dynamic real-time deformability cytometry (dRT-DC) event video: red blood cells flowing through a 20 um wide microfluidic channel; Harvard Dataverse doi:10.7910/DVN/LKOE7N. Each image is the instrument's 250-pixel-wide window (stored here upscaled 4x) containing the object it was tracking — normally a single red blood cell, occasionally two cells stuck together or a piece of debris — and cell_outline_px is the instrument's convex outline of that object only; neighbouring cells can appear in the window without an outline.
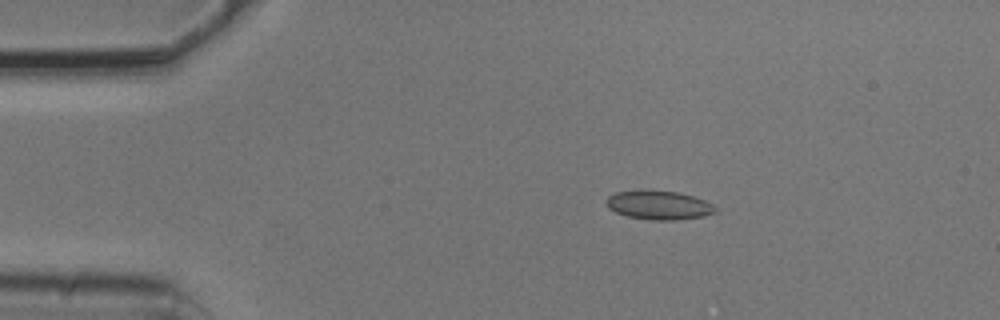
{"species": "common noctule bat (a hibernating species)", "species_latin": "Nyctalus noctula", "temperature_condition": "cold", "stored_images_in_passage": 6, "camera_frame_rate_fps": 3000, "um_per_image_px": 0.085, "animal": {"sex": "male", "body_mass_g": 20.5, "forearm_length_mm": 52.5}, "frame": {"image": 1, "passage_image": 3, "time_ms": 0.667, "image_size_px": [1000, 320], "cell_outline_px": [[716, 212], [704, 216], [676, 220], [652, 220], [628, 216], [616, 212], [608, 208], [604, 204], [604, 200], [608, 196], [616, 192], [680, 192], [704, 200], [712, 204], [716, 208]], "centroid_in_image_um": [56.0, 17.46], "position_along_channel_um": 29.0, "area_um2": 17.92}}
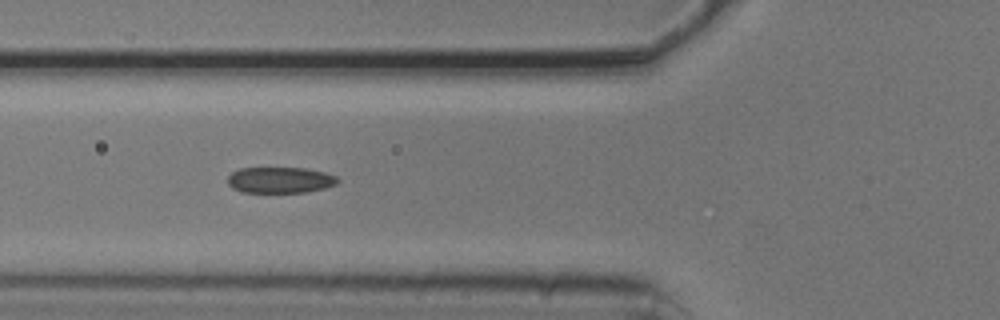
{"frame": {"image": 2, "passage_image": 6, "time_ms": 1.667, "image_size_px": [1000, 320], "cell_outline_px": [[340, 180], [336, 184], [324, 188], [308, 192], [240, 192], [232, 188], [228, 184], [228, 176], [232, 172], [240, 168], [304, 168], [324, 172], [336, 176]], "centroid_in_image_um": [23.8, 15.3], "position_along_channel_um": 102.0, "area_um2": 16.7}}